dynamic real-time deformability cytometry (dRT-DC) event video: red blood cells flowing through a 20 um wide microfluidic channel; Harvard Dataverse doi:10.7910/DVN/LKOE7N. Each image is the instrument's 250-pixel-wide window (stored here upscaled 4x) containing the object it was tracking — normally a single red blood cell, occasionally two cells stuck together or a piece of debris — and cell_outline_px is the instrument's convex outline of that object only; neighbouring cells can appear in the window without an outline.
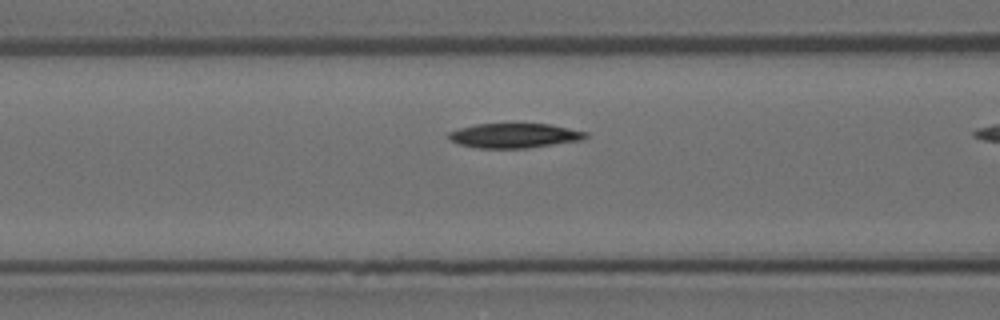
{"species": "Egyptian fruit bat (a non-hibernating species)", "species_latin": "Rousettus aegyptiacus", "temperature_condition": "room temperature", "stored_images_in_passage": 24, "camera_frame_rate_fps": 3000, "um_per_image_px": 0.085, "animal": {"sex": "female"}, "frame": {"image": 1, "passage_image": 15, "time_ms": 4.667, "image_size_px": [1000, 320], "cell_outline_px": [[588, 136], [580, 140], [528, 148], [480, 148], [460, 144], [448, 140], [448, 132], [460, 128], [476, 124], [548, 124], [588, 132]], "centroid_in_image_um": [43.7, 11.53], "position_along_channel_um": 122.9, "area_um2": 19.48}}
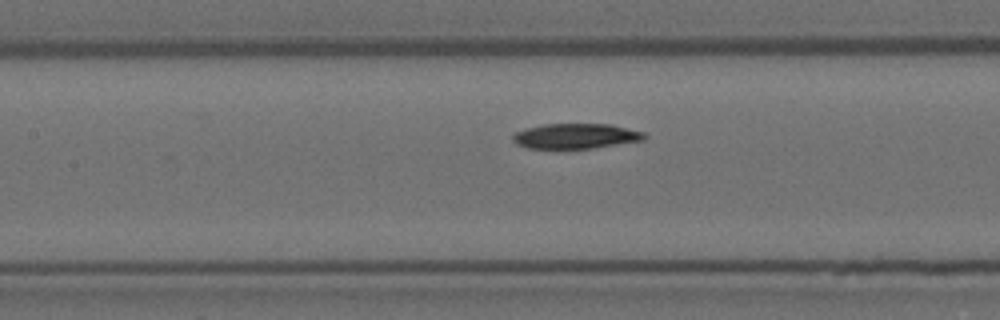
{"frame": {"image": 2, "passage_image": 18, "time_ms": 5.667, "image_size_px": [1000, 320], "cell_outline_px": [[648, 136], [644, 140], [592, 148], [528, 148], [516, 144], [512, 140], [512, 136], [516, 132], [524, 128], [544, 124], [612, 124], [644, 132]], "centroid_in_image_um": [48.94, 11.56], "position_along_channel_um": 158.5, "area_um2": 19.31}}
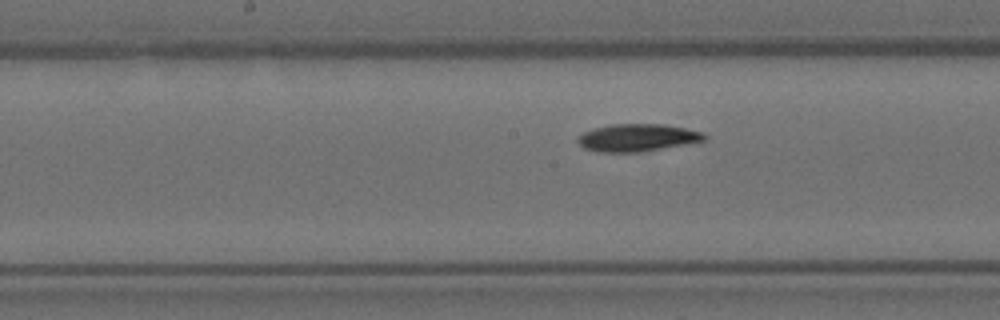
{"frame": {"image": 3, "passage_image": 21, "time_ms": 6.667, "image_size_px": [1000, 320], "cell_outline_px": [[708, 136], [704, 140], [684, 144], [640, 152], [600, 152], [584, 148], [576, 140], [584, 132], [596, 128], [612, 124], [664, 124], [704, 132]], "centroid_in_image_um": [54.19, 11.7], "position_along_channel_um": 194.0, "area_um2": 20.0}}